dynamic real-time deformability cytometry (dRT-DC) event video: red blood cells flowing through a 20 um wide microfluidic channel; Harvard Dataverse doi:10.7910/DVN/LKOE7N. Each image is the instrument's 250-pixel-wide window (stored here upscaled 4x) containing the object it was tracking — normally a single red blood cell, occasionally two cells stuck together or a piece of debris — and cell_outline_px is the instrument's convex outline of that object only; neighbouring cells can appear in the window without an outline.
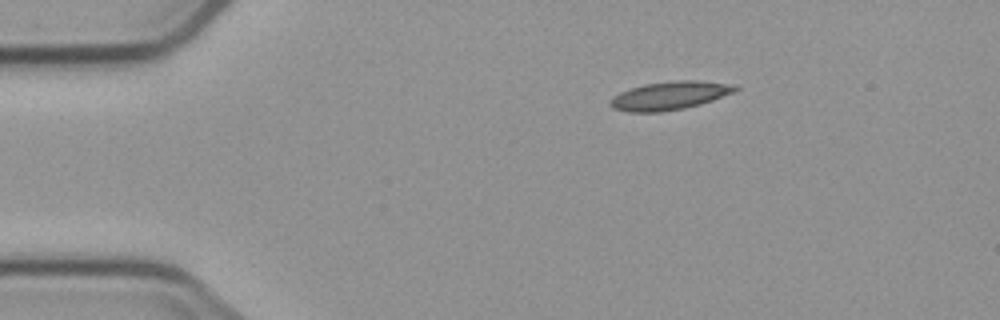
{"species": "common noctule bat (a hibernating species)", "species_latin": "Nyctalus noctula", "temperature_condition": "cold", "stored_images_in_passage": 3, "camera_frame_rate_fps": 3000, "um_per_image_px": 0.085, "animal": {"sex": "male", "body_mass_g": 23.1, "forearm_length_mm": 52.7}, "frame": {"image": 1, "passage_image": 1, "time_ms": 0.0, "image_size_px": [1000, 320], "cell_outline_px": [[740, 88], [732, 92], [712, 100], [700, 104], [684, 108], [660, 112], [628, 112], [612, 108], [608, 104], [608, 100], [612, 96], [620, 92], [644, 84], [676, 80], [696, 80], [736, 84]], "centroid_in_image_um": [56.89, 8.12], "position_along_channel_um": 28.1, "area_um2": 20.69}}
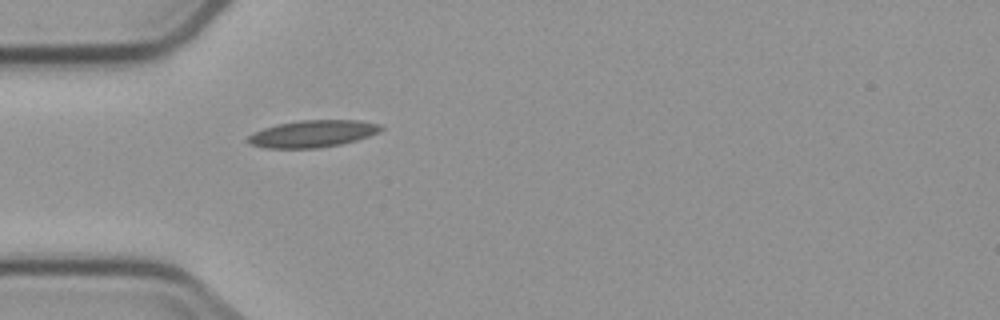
{"frame": {"image": 2, "passage_image": 3, "time_ms": 2.333, "image_size_px": [1000, 320], "cell_outline_px": [[384, 128], [380, 132], [356, 140], [340, 144], [320, 148], [268, 148], [252, 144], [244, 140], [252, 132], [276, 124], [296, 120], [360, 120], [380, 124]], "centroid_in_image_um": [26.57, 11.36], "position_along_channel_um": 58.4, "area_um2": 21.1}}